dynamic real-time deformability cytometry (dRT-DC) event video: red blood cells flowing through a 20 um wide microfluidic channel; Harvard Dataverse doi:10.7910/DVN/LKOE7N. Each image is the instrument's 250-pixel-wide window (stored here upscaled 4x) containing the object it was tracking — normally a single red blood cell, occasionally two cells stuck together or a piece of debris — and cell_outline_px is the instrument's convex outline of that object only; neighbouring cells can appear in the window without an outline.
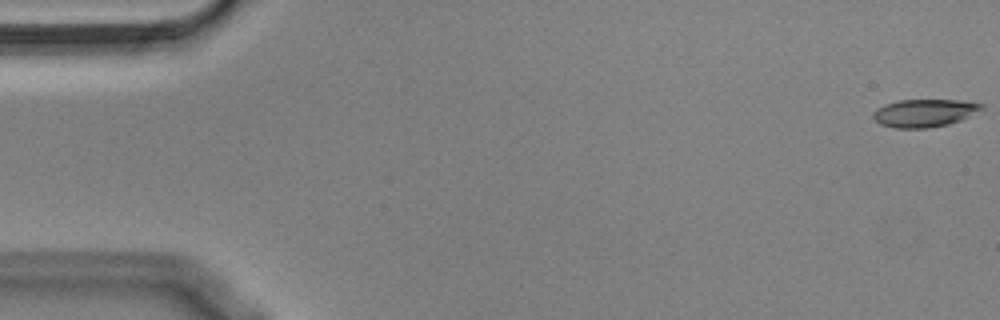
{"species": "Egyptian fruit bat (a non-hibernating species)", "species_latin": "Rousettus aegyptiacus", "temperature_condition": "cold", "stored_images_in_passage": 55, "camera_frame_rate_fps": 3000, "um_per_image_px": 0.085, "animal": {"sex": "male"}, "frame": {"image": 1, "passage_image": 1, "time_ms": 0.0, "image_size_px": [1000, 320], "cell_outline_px": [[984, 108], [960, 120], [948, 124], [928, 128], [896, 128], [880, 124], [872, 116], [872, 112], [876, 108], [884, 104], [900, 100], [960, 100], [984, 104]], "centroid_in_image_um": [78.54, 9.6], "position_along_channel_um": 6.5, "area_um2": 17.51}}
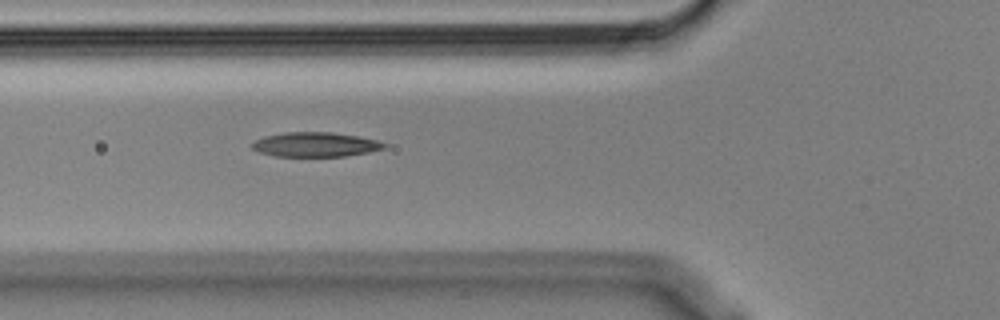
{"frame": {"image": 2, "passage_image": 20, "time_ms": 6.333, "image_size_px": [1000, 320], "cell_outline_px": [[388, 148], [348, 156], [272, 156], [260, 152], [252, 148], [252, 144], [256, 140], [264, 136], [284, 132], [332, 132], [356, 136], [376, 140], [388, 144]], "centroid_in_image_um": [26.83, 12.28], "position_along_channel_um": 99.0, "area_um2": 18.9}}
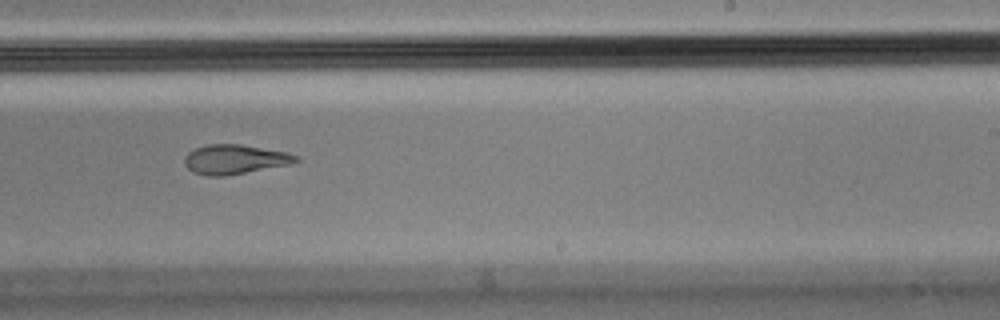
{"frame": {"image": 3, "passage_image": 34, "time_ms": 11.0, "image_size_px": [1000, 320], "cell_outline_px": [[300, 160], [288, 164], [224, 176], [208, 176], [192, 172], [184, 164], [184, 156], [188, 152], [196, 148], [208, 144], [240, 144], [288, 152], [300, 156]], "centroid_in_image_um": [19.94, 13.53], "position_along_channel_um": 269.1, "area_um2": 19.07}, "authors_computed_cell_mechanics": {"area_um2": 19.2474, "velocity_mm_per_s": 3.6352, "shape_relaxation_time_tau1_ms": null, "shape_relaxation_time_tau2_ms": 3.9138, "deformation_change_tau1": null, "deformation_change_tau2": 0.1235}}